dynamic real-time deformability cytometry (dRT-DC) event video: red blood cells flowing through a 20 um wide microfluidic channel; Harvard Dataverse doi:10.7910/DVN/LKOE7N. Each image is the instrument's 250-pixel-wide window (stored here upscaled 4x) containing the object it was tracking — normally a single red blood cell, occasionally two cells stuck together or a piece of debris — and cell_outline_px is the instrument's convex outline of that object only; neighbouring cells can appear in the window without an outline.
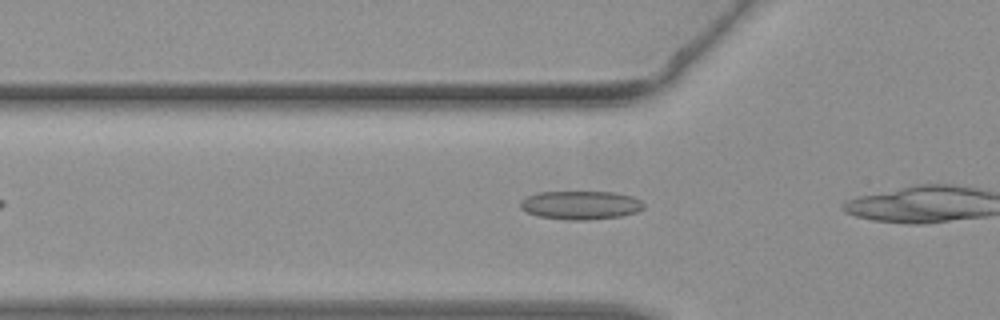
{"species": "common noctule bat (a hibernating species)", "species_latin": "Nyctalus noctula", "temperature_condition": "warm", "stored_images_in_passage": 7, "camera_frame_rate_fps": 3000, "um_per_image_px": 0.085, "animal": {"sex": "female", "body_mass_g": 19.3, "forearm_length_mm": 54.1}, "frame": {"image": 1, "passage_image": 2, "time_ms": 0.333, "image_size_px": [1000, 320], "cell_outline_px": [[644, 208], [636, 212], [620, 216], [588, 220], [564, 220], [540, 216], [528, 212], [520, 208], [520, 200], [528, 196], [540, 192], [616, 192], [632, 196], [640, 200], [644, 204]], "centroid_in_image_um": [49.36, 17.43], "position_along_channel_um": 76.4, "area_um2": 20.52}}
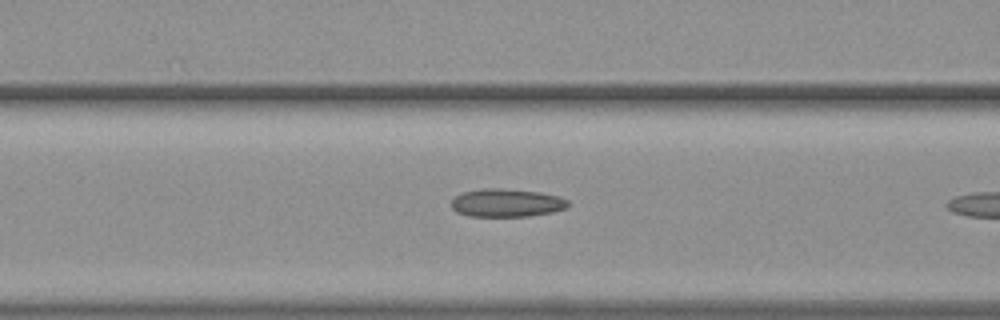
{"frame": {"image": 2, "passage_image": 5, "time_ms": 1.333, "image_size_px": [1000, 320], "cell_outline_px": [[568, 208], [552, 212], [528, 216], [468, 216], [456, 212], [452, 208], [452, 200], [460, 192], [484, 188], [500, 188], [540, 192], [560, 196], [568, 200]], "centroid_in_image_um": [43.06, 17.24], "position_along_channel_um": 123.5, "area_um2": 19.25}}